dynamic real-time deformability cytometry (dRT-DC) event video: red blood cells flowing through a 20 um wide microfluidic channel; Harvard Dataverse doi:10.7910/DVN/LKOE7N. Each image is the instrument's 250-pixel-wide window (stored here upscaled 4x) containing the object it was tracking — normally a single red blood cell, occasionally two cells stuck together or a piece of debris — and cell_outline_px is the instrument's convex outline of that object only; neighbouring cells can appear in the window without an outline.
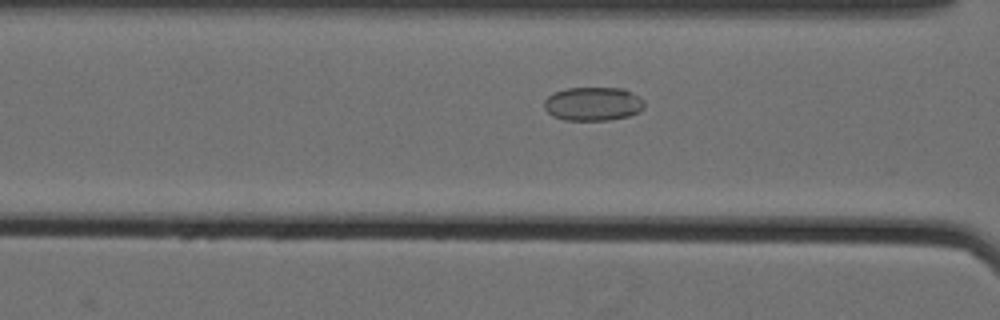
{"species": "Egyptian fruit bat (a non-hibernating species)", "species_latin": "Rousettus aegyptiacus", "temperature_condition": "cold", "stored_images_in_passage": 21, "camera_frame_rate_fps": 3000, "um_per_image_px": 0.085, "animal": {"sex": "female"}, "frame": {"image": 1, "passage_image": 18, "time_ms": 5.667, "image_size_px": [1000, 320], "cell_outline_px": [[644, 108], [640, 112], [628, 116], [608, 120], [564, 120], [552, 116], [544, 108], [544, 100], [552, 92], [568, 88], [624, 88], [640, 96], [644, 100]], "centroid_in_image_um": [50.42, 8.82], "position_along_channel_um": 116.2, "area_um2": 19.94}}